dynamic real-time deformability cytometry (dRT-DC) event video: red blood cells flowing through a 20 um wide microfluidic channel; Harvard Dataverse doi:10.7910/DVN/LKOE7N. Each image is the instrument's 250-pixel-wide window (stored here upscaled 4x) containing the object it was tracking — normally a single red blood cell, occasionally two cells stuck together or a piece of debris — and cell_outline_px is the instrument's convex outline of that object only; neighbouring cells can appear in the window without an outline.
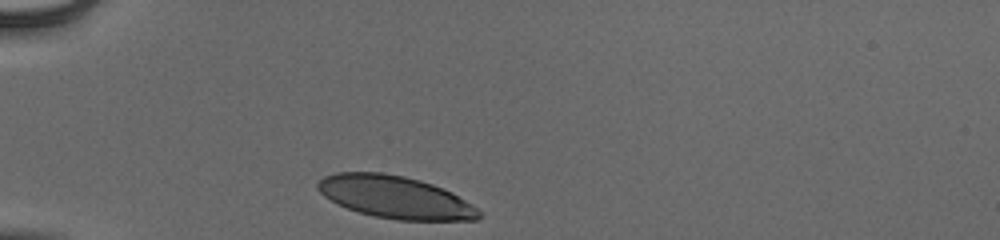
{"species": "human", "species_latin": "Homo sapiens", "temperature_condition": "cold", "stored_images_in_passage": 30, "camera_frame_rate_fps": 3000, "um_per_image_px": 0.085, "donor": {"sex": "male"}, "frame": {"image": 1, "passage_image": 1, "time_ms": 0.0, "image_size_px": [1000, 240], "cell_outline_px": [[484, 216], [476, 220], [396, 220], [376, 216], [360, 212], [348, 208], [324, 196], [316, 188], [316, 184], [324, 176], [336, 172], [384, 172], [404, 176], [420, 180], [444, 188], [452, 192], [472, 204], [484, 212]], "centroid_in_image_um": [33.65, 16.75], "position_along_channel_um": 51.4, "area_um2": 39.94}}
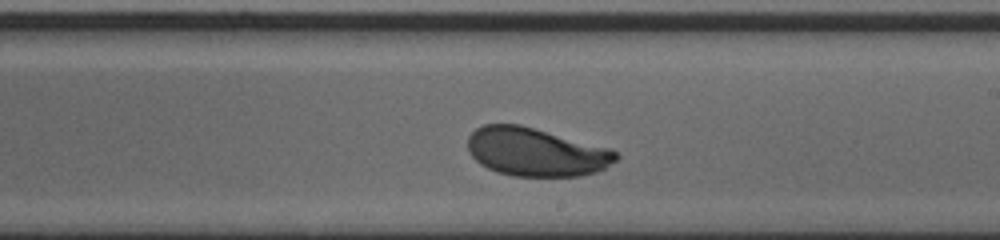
{"frame": {"image": 2, "passage_image": 18, "time_ms": 5.667, "image_size_px": [1000, 240], "cell_outline_px": [[620, 156], [616, 160], [604, 168], [596, 172], [580, 176], [512, 176], [496, 172], [480, 164], [468, 152], [468, 136], [476, 128], [484, 124], [520, 124], [612, 148]], "centroid_in_image_um": [45.56, 12.91], "position_along_channel_um": 243.4, "area_um2": 42.08}}
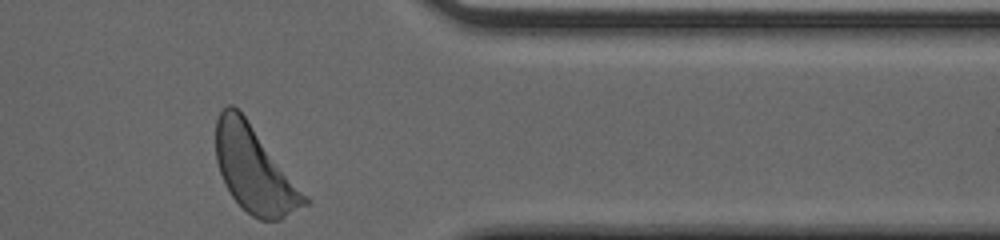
{"frame": {"image": 3, "passage_image": 30, "time_ms": 9.667, "image_size_px": [1000, 240], "cell_outline_px": [[312, 200], [308, 204], [280, 220], [260, 220], [252, 216], [232, 196], [224, 184], [216, 160], [216, 120], [220, 112], [228, 104], [232, 104], [244, 116]], "centroid_in_image_um": [21.65, 14.45], "position_along_channel_um": 389.8, "area_um2": 44.04}, "authors_computed_cell_mechanics": {"area_um2": 42.0784, "velocity_mm_per_s": 3.8912, "shape_relaxation_time_tau1_ms": 2.2942, "shape_relaxation_time_tau2_ms": null, "deformation_change_tau1": 0.138, "deformation_change_tau2": null}}